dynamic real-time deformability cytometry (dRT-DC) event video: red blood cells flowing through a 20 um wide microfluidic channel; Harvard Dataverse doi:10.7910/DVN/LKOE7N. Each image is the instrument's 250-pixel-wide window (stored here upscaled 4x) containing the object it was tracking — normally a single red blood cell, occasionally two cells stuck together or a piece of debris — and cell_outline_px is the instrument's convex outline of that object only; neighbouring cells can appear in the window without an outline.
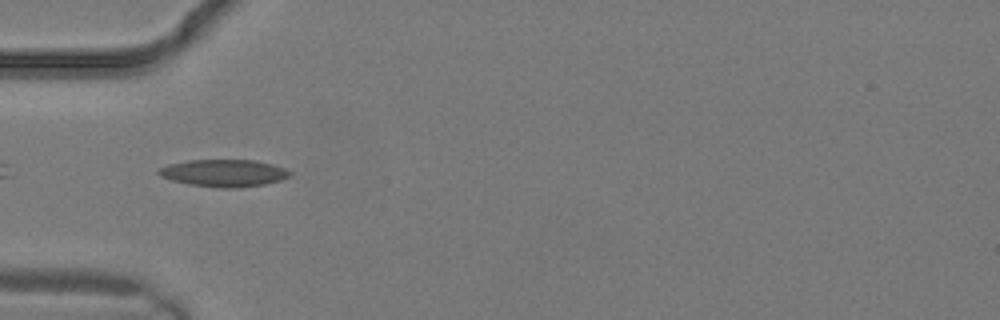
{"species": "common noctule bat (a hibernating species)", "species_latin": "Nyctalus noctula", "temperature_condition": "warm", "stored_images_in_passage": 1, "camera_frame_rate_fps": 3000, "um_per_image_px": 0.085, "animal": {"sex": "male", "body_mass_g": 19.2, "forearm_length_mm": 51.8}, "frame": {"image": 1, "passage_image": 1, "time_ms": 0.0, "image_size_px": [1000, 320], "cell_outline_px": [[292, 172], [288, 176], [280, 180], [264, 184], [232, 188], [224, 188], [188, 184], [172, 180], [160, 176], [156, 172], [160, 168], [168, 164], [188, 160], [256, 160], [272, 164], [284, 168]], "centroid_in_image_um": [19.0, 14.7], "position_along_channel_um": 66.0, "area_um2": 20.63}}